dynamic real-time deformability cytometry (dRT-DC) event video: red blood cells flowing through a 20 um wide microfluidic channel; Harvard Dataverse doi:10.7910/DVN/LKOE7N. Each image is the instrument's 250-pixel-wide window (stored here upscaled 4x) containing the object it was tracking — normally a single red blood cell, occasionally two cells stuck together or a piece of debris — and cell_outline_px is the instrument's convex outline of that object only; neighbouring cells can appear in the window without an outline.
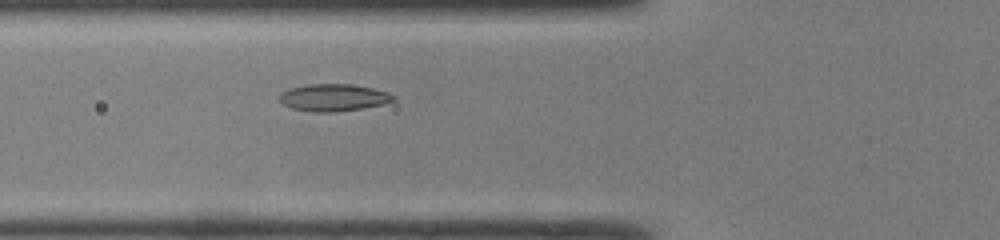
{"species": "common noctule bat (a hibernating species)", "species_latin": "Nyctalus noctula", "temperature_condition": "room temperature", "stored_images_in_passage": 40, "camera_frame_rate_fps": 3000, "um_per_image_px": 0.085, "animal": {"sex": "male", "body_mass_g": 19.0, "forearm_length_mm": 50.8}, "frame": {"image": 1, "passage_image": 10, "time_ms": 3.0, "image_size_px": [1000, 240], "cell_outline_px": [[396, 100], [364, 108], [336, 112], [312, 112], [292, 108], [284, 104], [276, 96], [280, 92], [288, 88], [308, 84], [352, 84], [372, 88], [388, 92], [396, 96]], "centroid_in_image_um": [28.32, 8.29], "position_along_channel_um": 97.5, "area_um2": 18.21}}
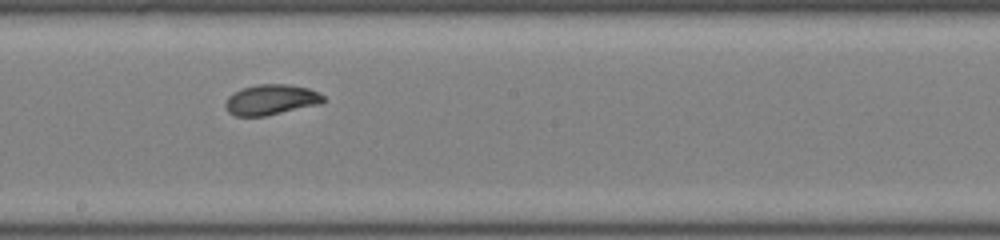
{"frame": {"image": 2, "passage_image": 19, "time_ms": 6.0, "image_size_px": [1000, 240], "cell_outline_px": [[324, 100], [320, 104], [264, 116], [236, 116], [228, 112], [224, 108], [224, 104], [228, 96], [232, 92], [256, 84], [288, 84], [308, 88], [324, 96]], "centroid_in_image_um": [22.99, 8.47], "position_along_channel_um": 225.2, "area_um2": 17.34}}
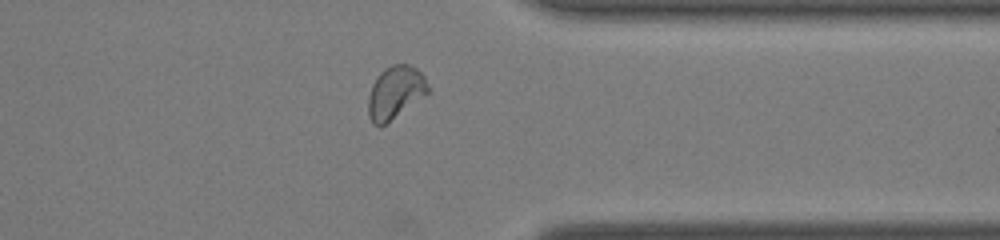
{"frame": {"image": 3, "passage_image": 30, "time_ms": 9.667, "image_size_px": [1000, 240], "cell_outline_px": [[428, 92], [384, 124], [372, 124], [368, 116], [368, 96], [372, 84], [376, 76], [384, 68], [392, 64], [408, 64], [416, 68], [424, 76], [428, 84]], "centroid_in_image_um": [33.56, 7.81], "position_along_channel_um": 377.8, "area_um2": 17.98}, "authors_computed_cell_mechanics": {"area_um2": 17.9469, "velocity_mm_per_s": 4.2707, "shape_relaxation_time_tau1_ms": 3.4231, "shape_relaxation_time_tau2_ms": 1.4339, "deformation_change_tau1": 0.1226, "deformation_change_tau2": 0.0459}}